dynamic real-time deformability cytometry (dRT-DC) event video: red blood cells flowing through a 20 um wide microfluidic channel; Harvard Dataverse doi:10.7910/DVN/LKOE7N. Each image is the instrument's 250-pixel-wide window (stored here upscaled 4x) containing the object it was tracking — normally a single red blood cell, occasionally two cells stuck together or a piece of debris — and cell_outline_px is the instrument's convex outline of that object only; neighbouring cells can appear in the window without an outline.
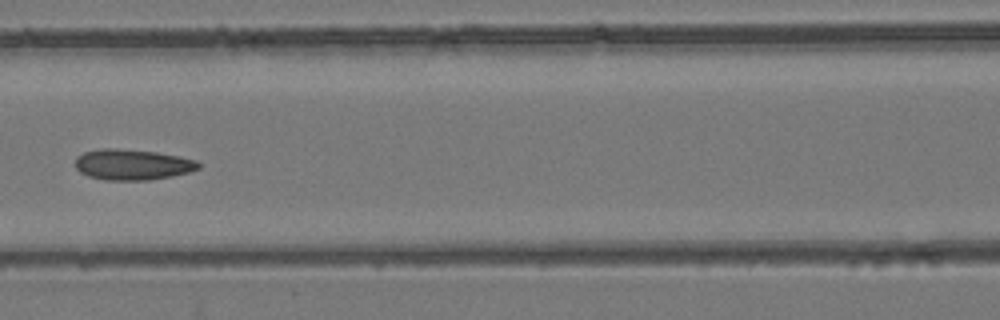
{"species": "common noctule bat (a hibernating species)", "species_latin": "Nyctalus noctula", "temperature_condition": "room temperature", "stored_images_in_passage": 8, "camera_frame_rate_fps": 3000, "um_per_image_px": 0.085, "animal": {"sex": "female", "body_mass_g": 24.6, "forearm_length_mm": 56.2}, "frame": {"image": 1, "passage_image": 7, "time_ms": 7.0, "image_size_px": [1000, 320], "cell_outline_px": [[200, 168], [188, 172], [172, 176], [148, 180], [104, 180], [88, 176], [80, 172], [76, 168], [76, 156], [84, 152], [104, 148], [116, 148], [156, 152], [180, 156], [196, 160], [200, 164]], "centroid_in_image_um": [11.25, 13.99], "position_along_channel_um": 155.4, "area_um2": 22.08}}
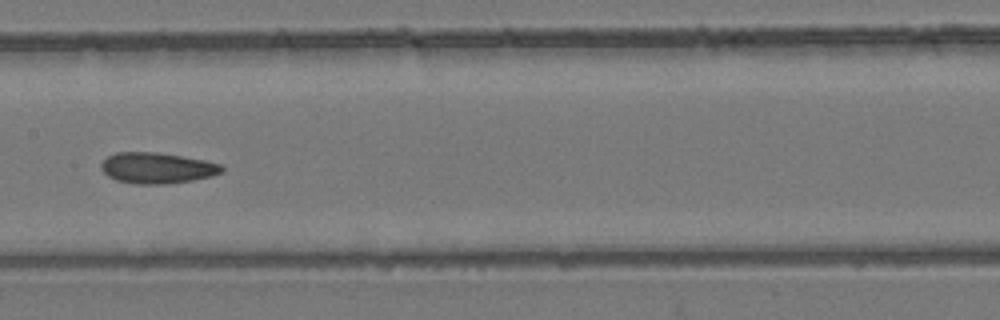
{"frame": {"image": 2, "passage_image": 8, "time_ms": 8.0, "image_size_px": [1000, 320], "cell_outline_px": [[224, 172], [212, 176], [192, 180], [164, 184], [136, 184], [116, 180], [108, 176], [100, 168], [100, 164], [108, 156], [116, 152], [156, 152], [204, 160], [220, 164], [224, 168]], "centroid_in_image_um": [13.34, 14.28], "position_along_channel_um": 194.1, "area_um2": 21.68}}